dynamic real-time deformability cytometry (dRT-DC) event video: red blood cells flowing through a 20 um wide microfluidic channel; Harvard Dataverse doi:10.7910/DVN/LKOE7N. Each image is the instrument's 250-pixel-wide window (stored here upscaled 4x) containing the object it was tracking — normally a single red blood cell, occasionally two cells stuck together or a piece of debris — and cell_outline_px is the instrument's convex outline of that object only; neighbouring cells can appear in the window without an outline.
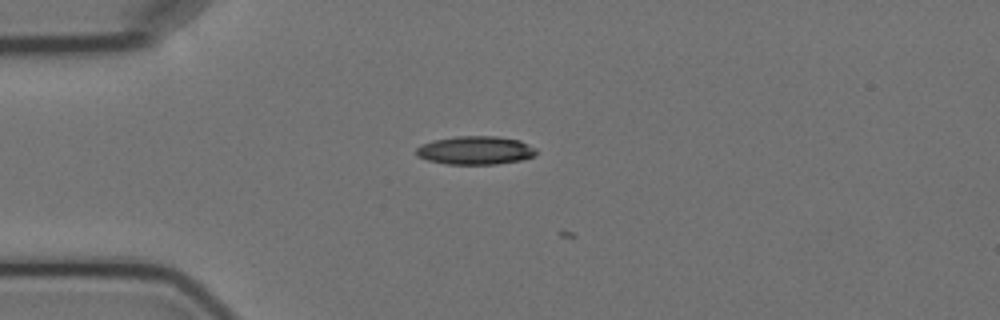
{"species": "Egyptian fruit bat (a non-hibernating species)", "species_latin": "Rousettus aegyptiacus", "temperature_condition": "cold", "stored_images_in_passage": 5, "camera_frame_rate_fps": 3000, "um_per_image_px": 0.085, "animal": {"sex": "female"}, "frame": {"image": 1, "passage_image": 4, "time_ms": 3.333, "image_size_px": [1000, 320], "cell_outline_px": [[536, 156], [520, 160], [496, 164], [448, 164], [428, 160], [416, 156], [416, 148], [420, 144], [432, 140], [456, 136], [496, 136], [520, 140], [536, 148]], "centroid_in_image_um": [40.4, 12.77], "position_along_channel_um": 44.6, "area_um2": 20.0}}